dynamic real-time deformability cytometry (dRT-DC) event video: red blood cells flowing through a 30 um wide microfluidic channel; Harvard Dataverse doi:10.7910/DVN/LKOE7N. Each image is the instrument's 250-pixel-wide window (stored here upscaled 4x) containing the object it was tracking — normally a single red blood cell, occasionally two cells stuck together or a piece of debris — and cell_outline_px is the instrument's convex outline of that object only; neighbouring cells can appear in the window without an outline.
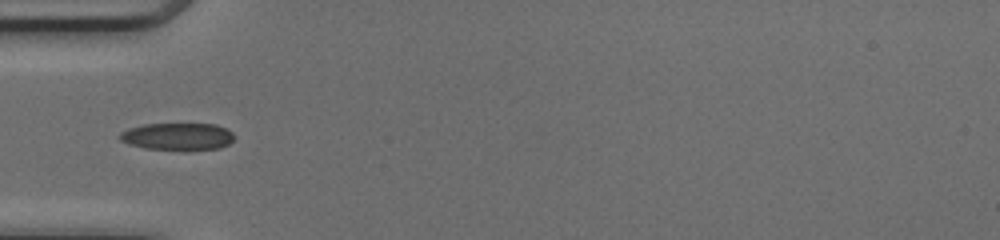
{"species": "common noctule bat (a hibernating species)", "species_latin": "Nyctalus noctula", "temperature_condition": "cold", "stored_images_in_passage": 23, "camera_frame_rate_fps": 3000, "um_per_image_px": 0.085, "animal": {"sex": "female", "body_mass_g": 17.0, "forearm_length_mm": 48.0}, "frame": {"image": 1, "passage_image": 4, "time_ms": 1.0, "image_size_px": [1000, 240], "cell_outline_px": [[236, 136], [228, 144], [220, 148], [144, 148], [128, 144], [120, 140], [120, 132], [128, 128], [144, 124], [216, 124], [232, 132]], "centroid_in_image_um": [15.08, 11.57], "position_along_channel_um": 69.9, "area_um2": 17.63}}
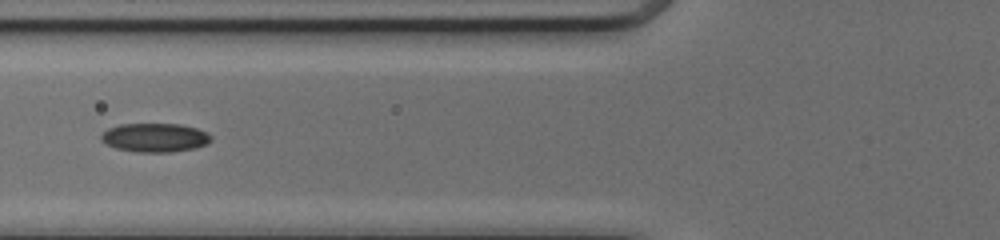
{"frame": {"image": 2, "passage_image": 7, "time_ms": 2.0, "image_size_px": [1000, 240], "cell_outline_px": [[212, 140], [208, 144], [196, 148], [172, 152], [136, 152], [116, 148], [100, 140], [100, 136], [108, 128], [120, 124], [180, 124], [196, 128], [208, 132], [212, 136]], "centroid_in_image_um": [13.21, 11.7], "position_along_channel_um": 112.6, "area_um2": 18.61}}
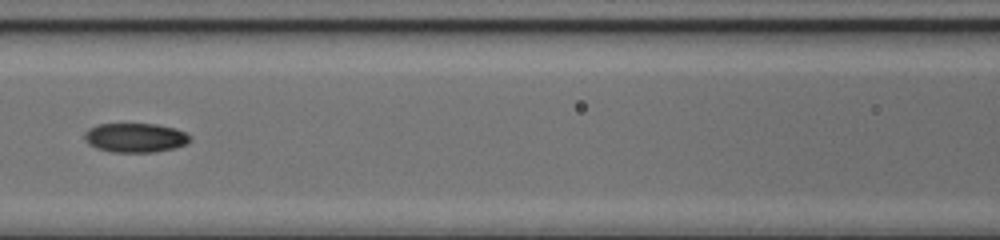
{"frame": {"image": 3, "passage_image": 10, "time_ms": 3.0, "image_size_px": [1000, 240], "cell_outline_px": [[192, 140], [188, 144], [176, 148], [156, 152], [112, 152], [96, 148], [88, 144], [84, 140], [84, 132], [88, 128], [96, 124], [156, 124], [176, 128], [192, 136]], "centroid_in_image_um": [11.52, 11.71], "position_along_channel_um": 155.1, "area_um2": 18.38}}